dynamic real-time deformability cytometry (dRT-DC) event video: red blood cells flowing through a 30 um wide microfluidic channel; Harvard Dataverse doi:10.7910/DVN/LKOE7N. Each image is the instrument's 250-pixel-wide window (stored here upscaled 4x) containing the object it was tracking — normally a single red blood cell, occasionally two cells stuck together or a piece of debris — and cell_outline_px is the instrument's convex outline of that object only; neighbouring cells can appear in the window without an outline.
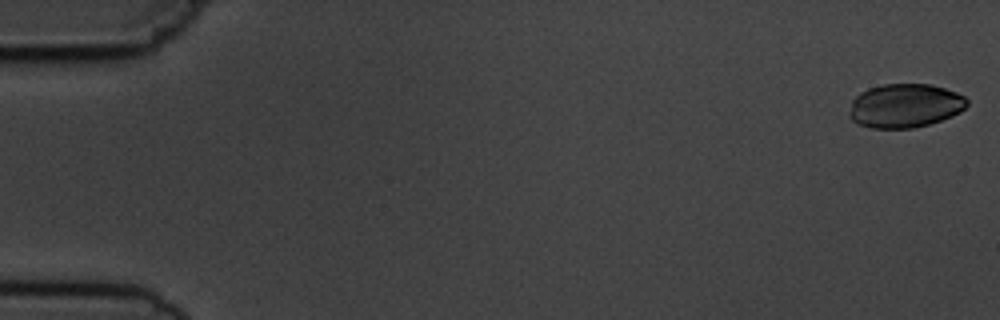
{"species": "common noctule bat (a hibernating species)", "species_latin": "Nyctalus noctula", "temperature_condition": "cold", "stored_images_in_passage": 6, "camera_frame_rate_fps": 3000, "um_per_image_px": 0.085, "animal": {"sex": "male", "body_mass_g": 19.5, "forearm_length_mm": 54.6}, "frame": {"image": 1, "passage_image": 1, "time_ms": 0.0, "image_size_px": [1000, 320], "cell_outline_px": [[968, 104], [960, 112], [952, 116], [928, 124], [912, 128], [872, 128], [856, 124], [848, 116], [852, 100], [860, 92], [868, 88], [884, 84], [928, 84], [944, 88], [956, 92], [964, 96], [968, 100]], "centroid_in_image_um": [76.9, 8.99], "position_along_channel_um": 8.1, "area_um2": 30.17}}